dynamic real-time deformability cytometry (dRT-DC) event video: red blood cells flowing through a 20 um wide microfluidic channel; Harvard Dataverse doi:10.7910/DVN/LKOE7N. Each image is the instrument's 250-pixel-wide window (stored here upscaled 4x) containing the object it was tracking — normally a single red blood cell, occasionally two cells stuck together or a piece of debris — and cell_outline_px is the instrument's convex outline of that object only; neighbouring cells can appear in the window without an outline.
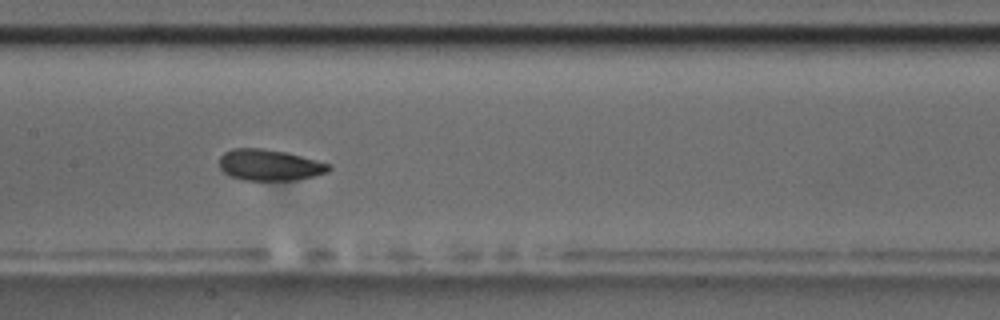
{"species": "common noctule bat (a hibernating species)", "species_latin": "Nyctalus noctula", "temperature_condition": "room temperature", "stored_images_in_passage": 14, "camera_frame_rate_fps": 3000, "um_per_image_px": 0.085, "animal": {"sex": "male", "body_mass_g": 17.5, "forearm_length_mm": 52.3}, "frame": {"image": 1, "passage_image": 7, "time_ms": 2.0, "image_size_px": [1000, 320], "cell_outline_px": [[332, 168], [328, 172], [296, 180], [244, 180], [232, 176], [224, 172], [220, 168], [220, 156], [224, 152], [232, 148], [264, 148], [288, 152], [316, 160], [328, 164]], "centroid_in_image_um": [22.9, 14.01], "position_along_channel_um": 184.5, "area_um2": 19.88}}
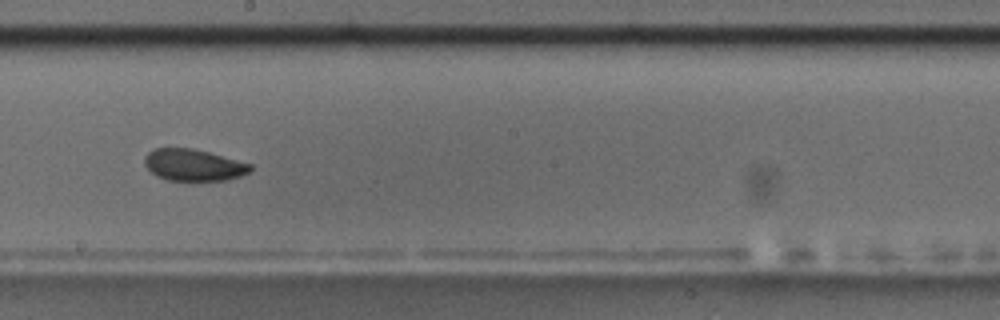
{"frame": {"image": 2, "passage_image": 8, "time_ms": 2.333, "image_size_px": [1000, 320], "cell_outline_px": [[252, 168], [248, 172], [240, 176], [224, 180], [168, 180], [156, 176], [144, 164], [144, 156], [152, 148], [192, 148], [208, 152], [252, 164]], "centroid_in_image_um": [16.41, 14.01], "position_along_channel_um": 231.8, "area_um2": 19.42}}